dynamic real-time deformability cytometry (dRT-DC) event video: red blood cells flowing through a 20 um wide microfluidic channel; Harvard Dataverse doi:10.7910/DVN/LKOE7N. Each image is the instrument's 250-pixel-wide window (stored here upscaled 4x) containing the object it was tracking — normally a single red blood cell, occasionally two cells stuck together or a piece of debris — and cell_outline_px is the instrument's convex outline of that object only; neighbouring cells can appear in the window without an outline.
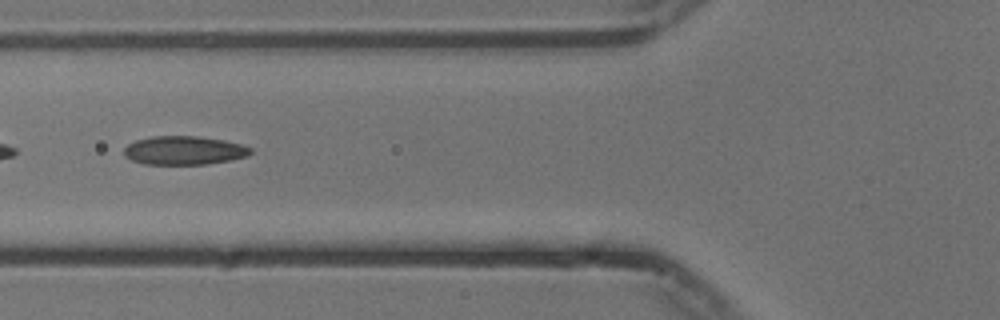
{"species": "common noctule bat (a hibernating species)", "species_latin": "Nyctalus noctula", "temperature_condition": "cold", "stored_images_in_passage": 19, "camera_frame_rate_fps": 3000, "um_per_image_px": 0.085, "animal": {"sex": "male", "body_mass_g": 13.3}, "frame": {"image": 1, "passage_image": 8, "time_ms": 2.333, "image_size_px": [1000, 320], "cell_outline_px": [[252, 152], [248, 156], [208, 164], [144, 164], [132, 160], [124, 156], [124, 148], [128, 144], [136, 140], [152, 136], [200, 136], [224, 140], [240, 144], [252, 148]], "centroid_in_image_um": [15.64, 12.78], "position_along_channel_um": 110.2, "area_um2": 21.15}}
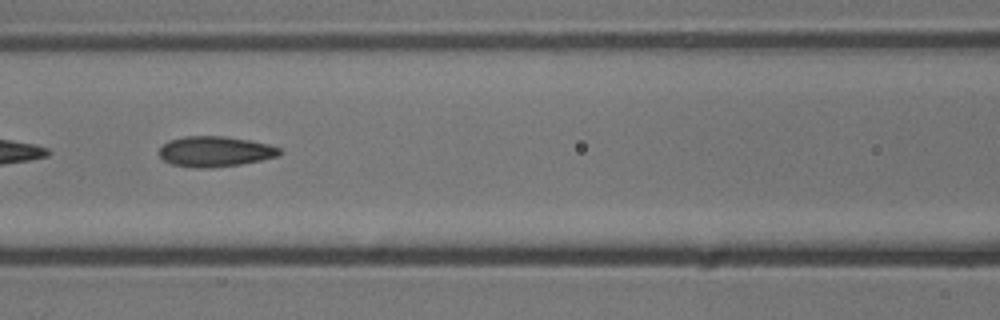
{"frame": {"image": 2, "passage_image": 11, "time_ms": 3.333, "image_size_px": [1000, 320], "cell_outline_px": [[280, 156], [240, 164], [212, 168], [196, 168], [172, 164], [164, 160], [160, 156], [160, 148], [168, 140], [184, 136], [224, 136], [248, 140], [268, 144], [280, 148]], "centroid_in_image_um": [18.27, 12.88], "position_along_channel_um": 148.3, "area_um2": 21.27}}
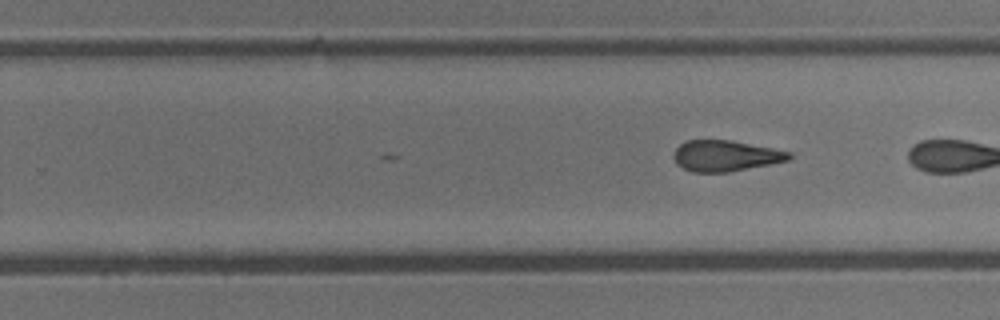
{"frame": {"image": 3, "passage_image": 19, "time_ms": 6.0, "image_size_px": [1000, 320], "cell_outline_px": [[792, 156], [788, 160], [728, 172], [692, 172], [676, 164], [672, 156], [676, 148], [680, 144], [688, 140], [732, 140], [792, 152]], "centroid_in_image_um": [61.64, 13.24], "position_along_channel_um": 268.2, "area_um2": 20.69}}